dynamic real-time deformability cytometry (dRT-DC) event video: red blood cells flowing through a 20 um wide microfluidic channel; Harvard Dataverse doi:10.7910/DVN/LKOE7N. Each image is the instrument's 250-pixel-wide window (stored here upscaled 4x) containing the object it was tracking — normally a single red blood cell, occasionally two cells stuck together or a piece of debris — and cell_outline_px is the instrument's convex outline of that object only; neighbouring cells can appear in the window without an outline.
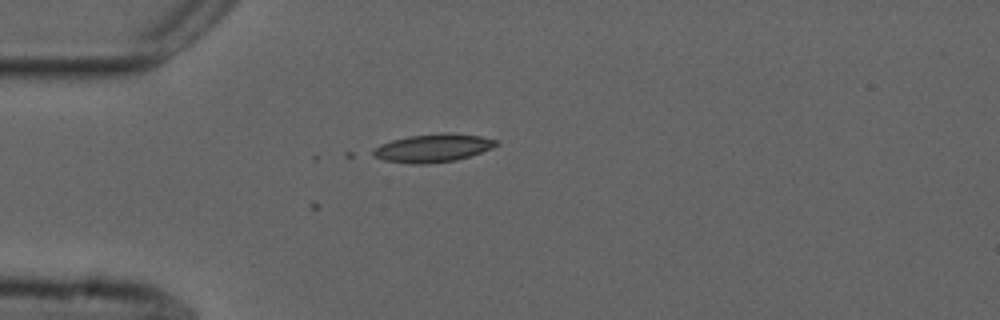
{"species": "common noctule bat (a hibernating species)", "species_latin": "Nyctalus noctula", "temperature_condition": "cold", "stored_images_in_passage": 2, "camera_frame_rate_fps": 3000, "um_per_image_px": 0.085, "animal": {"sex": "male", "forearm_length_mm": 52.5}, "frame": {"image": 1, "passage_image": 2, "time_ms": 0.333, "image_size_px": [1000, 320], "cell_outline_px": [[500, 144], [492, 148], [456, 160], [428, 164], [412, 164], [384, 160], [372, 156], [368, 152], [380, 144], [392, 140], [408, 136], [480, 136], [496, 140]], "centroid_in_image_um": [36.69, 12.64], "position_along_channel_um": 48.3, "area_um2": 19.25}}